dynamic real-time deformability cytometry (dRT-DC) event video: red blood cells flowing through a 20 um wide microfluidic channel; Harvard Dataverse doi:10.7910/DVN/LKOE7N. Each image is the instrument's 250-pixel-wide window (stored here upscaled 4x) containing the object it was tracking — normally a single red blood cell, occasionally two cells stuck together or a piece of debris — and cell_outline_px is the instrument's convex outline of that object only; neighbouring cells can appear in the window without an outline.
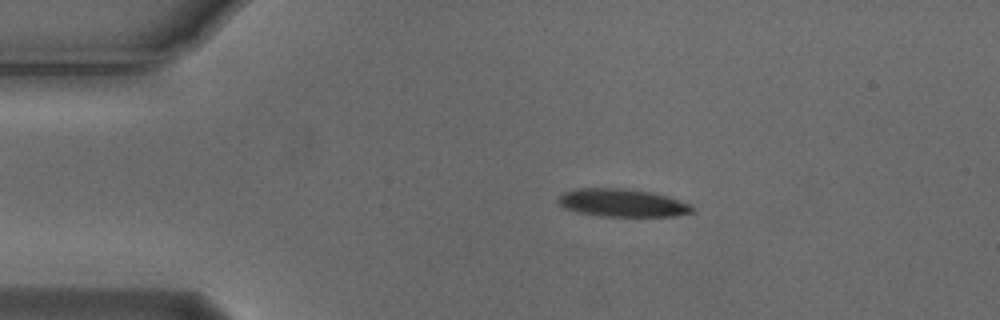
{"species": "Egyptian fruit bat (a non-hibernating species)", "species_latin": "Rousettus aegyptiacus", "temperature_condition": "cold", "stored_images_in_passage": 6, "camera_frame_rate_fps": 3000, "um_per_image_px": 0.085, "animal": {"sex": "male"}, "frame": {"image": 1, "passage_image": 4, "time_ms": 1.0, "image_size_px": [1000, 320], "cell_outline_px": [[696, 212], [676, 216], [600, 216], [580, 212], [564, 208], [556, 200], [564, 192], [580, 188], [620, 188], [648, 192], [664, 196], [688, 204]], "centroid_in_image_um": [52.86, 17.25], "position_along_channel_um": 32.1, "area_um2": 21.33}}
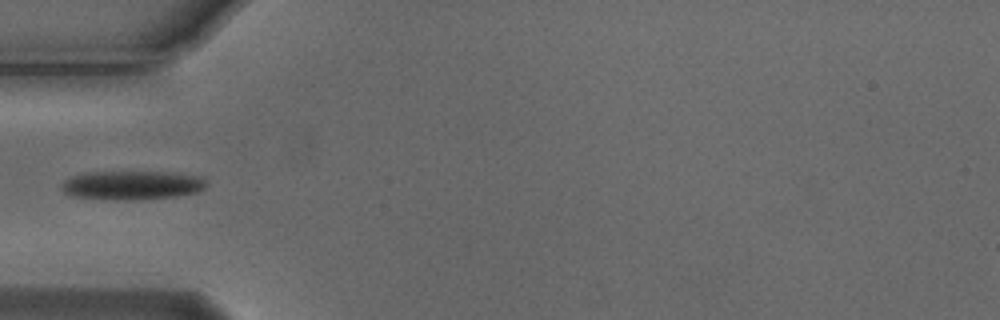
{"frame": {"image": 2, "passage_image": 6, "time_ms": 1.667, "image_size_px": [1000, 320], "cell_outline_px": [[208, 184], [204, 188], [196, 192], [176, 196], [144, 200], [116, 200], [68, 196], [60, 188], [64, 180], [72, 176], [84, 172], [168, 172], [200, 176]], "centroid_in_image_um": [11.18, 15.75], "position_along_channel_um": 73.8, "area_um2": 24.68}}